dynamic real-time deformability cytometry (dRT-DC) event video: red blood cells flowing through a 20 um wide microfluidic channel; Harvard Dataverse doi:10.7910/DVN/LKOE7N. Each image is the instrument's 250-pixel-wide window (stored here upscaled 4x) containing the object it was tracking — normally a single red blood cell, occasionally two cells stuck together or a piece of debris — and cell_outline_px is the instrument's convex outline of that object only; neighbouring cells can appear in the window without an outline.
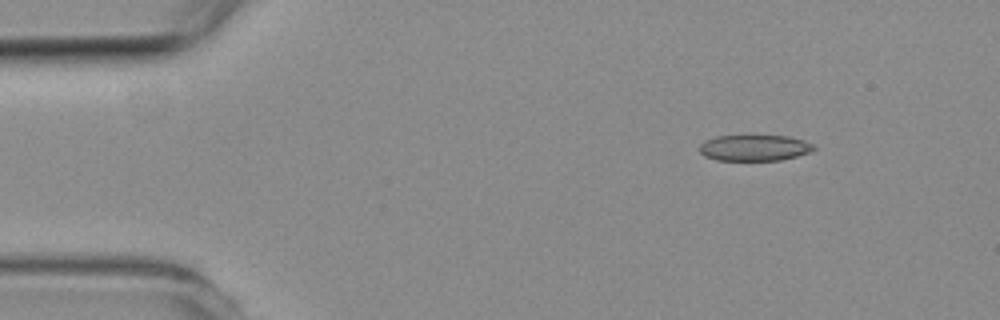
{"species": "common noctule bat (a hibernating species)", "species_latin": "Nyctalus noctula", "temperature_condition": "room temperature", "stored_images_in_passage": 4, "camera_frame_rate_fps": 3000, "um_per_image_px": 0.085, "animal": {"sex": "female", "body_mass_g": 19.3, "forearm_length_mm": 54.1}, "frame": {"image": 1, "passage_image": 1, "time_ms": 0.0, "image_size_px": [1000, 320], "cell_outline_px": [[816, 148], [812, 152], [780, 160], [716, 160], [704, 156], [700, 152], [700, 144], [704, 140], [716, 136], [788, 136], [804, 140], [812, 144]], "centroid_in_image_um": [64.12, 12.56], "position_along_channel_um": 20.9, "area_um2": 17.34}}
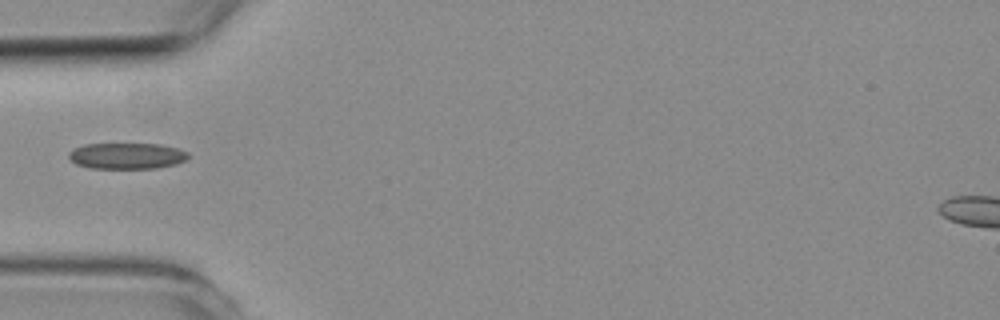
{"frame": {"image": 2, "passage_image": 3, "time_ms": 3.333, "image_size_px": [1000, 320], "cell_outline_px": [[188, 156], [184, 160], [176, 164], [156, 168], [88, 168], [76, 164], [68, 156], [68, 152], [84, 144], [160, 144], [176, 148], [188, 152]], "centroid_in_image_um": [10.76, 13.25], "position_along_channel_um": 74.2, "area_um2": 18.03}}